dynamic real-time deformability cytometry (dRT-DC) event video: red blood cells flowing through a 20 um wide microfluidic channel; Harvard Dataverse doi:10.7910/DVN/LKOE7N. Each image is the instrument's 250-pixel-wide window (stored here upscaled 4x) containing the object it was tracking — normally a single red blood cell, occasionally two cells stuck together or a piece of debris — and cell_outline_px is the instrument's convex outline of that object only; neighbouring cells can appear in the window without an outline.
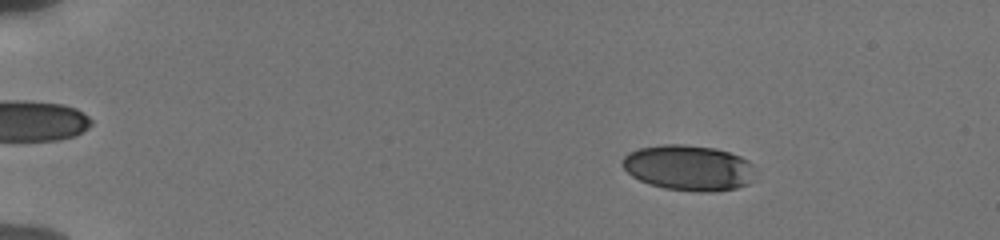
{"species": "human", "species_latin": "Homo sapiens", "temperature_condition": "cold", "stored_images_in_passage": 55, "camera_frame_rate_fps": 3000, "um_per_image_px": 0.085, "donor": {"sex": "male"}, "frame": {"image": 1, "passage_image": 9, "time_ms": 2.667, "image_size_px": [1000, 240], "cell_outline_px": [[752, 180], [748, 184], [736, 188], [716, 192], [700, 192], [664, 188], [648, 184], [632, 176], [620, 164], [620, 160], [628, 152], [640, 148], [660, 144], [684, 144], [716, 148], [740, 156], [748, 160], [752, 164]], "centroid_in_image_um": [58.5, 14.26], "position_along_channel_um": 26.5, "area_um2": 35.49}}
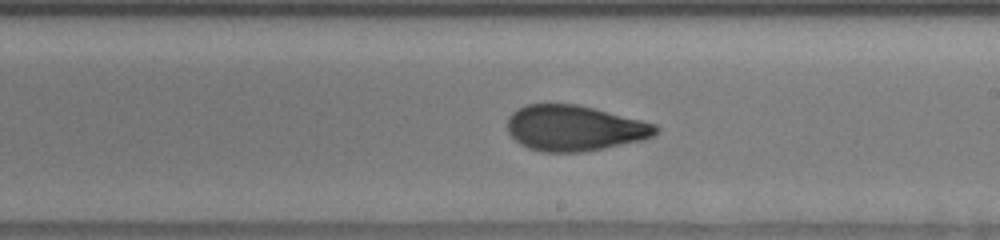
{"frame": {"image": 2, "passage_image": 34, "time_ms": 11.0, "image_size_px": [1000, 240], "cell_outline_px": [[660, 128], [652, 136], [644, 140], [584, 152], [540, 152], [528, 148], [520, 144], [508, 132], [508, 116], [512, 112], [528, 104], [576, 104], [656, 124]], "centroid_in_image_um": [48.82, 10.9], "position_along_channel_um": 240.2, "area_um2": 39.25}}
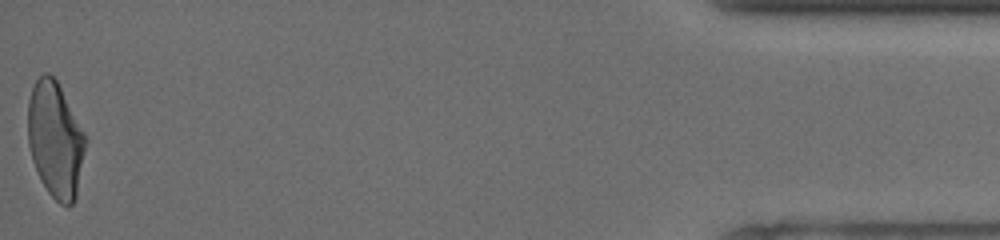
{"frame": {"image": 3, "passage_image": 55, "time_ms": 18.0, "image_size_px": [1000, 240], "cell_outline_px": [[88, 140], [76, 196], [72, 204], [68, 208], [60, 204], [48, 192], [40, 180], [32, 160], [28, 144], [28, 100], [32, 88], [36, 80], [44, 72], [48, 72], [56, 80], [84, 132]], "centroid_in_image_um": [4.71, 11.91], "position_along_channel_um": 430.5, "area_um2": 38.96}, "authors_computed_cell_mechanics": {"area_um2": 38.3792, "velocity_mm_per_s": 3.8462, "shape_relaxation_time_tau1_ms": 5.132, "shape_relaxation_time_tau2_ms": 1.5157, "deformation_change_tau1": 0.1722, "deformation_change_tau2": 0.0779}}